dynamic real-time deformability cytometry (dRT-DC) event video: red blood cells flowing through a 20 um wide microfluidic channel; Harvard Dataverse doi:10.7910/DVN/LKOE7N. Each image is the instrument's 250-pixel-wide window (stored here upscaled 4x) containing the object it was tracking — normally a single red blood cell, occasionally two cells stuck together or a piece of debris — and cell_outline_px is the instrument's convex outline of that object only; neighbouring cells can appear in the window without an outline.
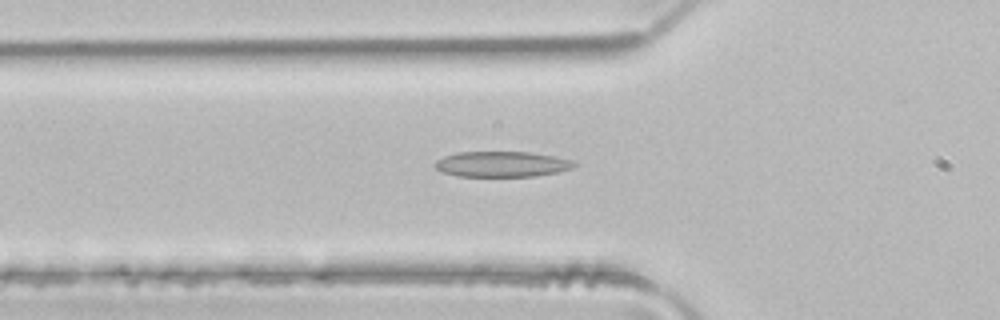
{"species": "common noctule bat (a hibernating species)", "species_latin": "Nyctalus noctula", "temperature_condition": "room temperature", "stored_images_in_passage": 45, "camera_frame_rate_fps": 3000, "um_per_image_px": 0.085, "animal": {"sex": "male", "body_mass_g": 21.5, "forearm_length_mm": 52.0}, "frame": {"image": 1, "passage_image": 13, "time_ms": 4.0, "image_size_px": [1000, 320], "cell_outline_px": [[576, 164], [572, 168], [556, 172], [536, 176], [456, 176], [440, 172], [432, 164], [436, 160], [444, 156], [456, 152], [528, 152], [552, 156], [572, 160]], "centroid_in_image_um": [42.58, 13.95], "position_along_channel_um": 83.2, "area_um2": 20.69}}
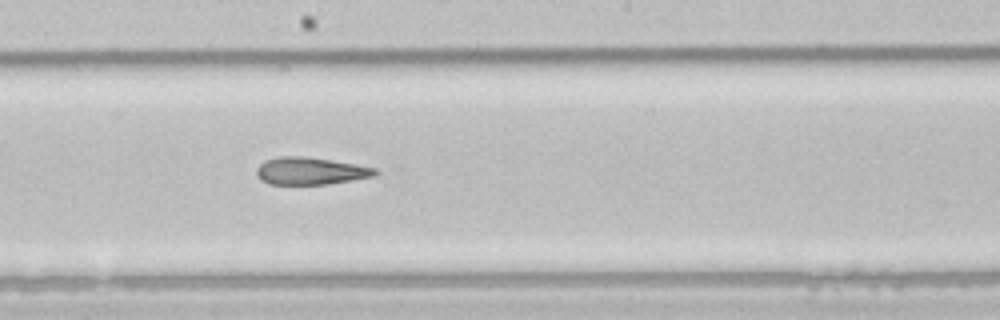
{"frame": {"image": 2, "passage_image": 23, "time_ms": 7.333, "image_size_px": [1000, 320], "cell_outline_px": [[380, 172], [372, 176], [352, 180], [328, 184], [268, 184], [260, 180], [256, 176], [256, 168], [264, 160], [280, 156], [304, 156], [376, 168]], "centroid_in_image_um": [26.32, 14.54], "position_along_channel_um": 221.9, "area_um2": 18.79}}
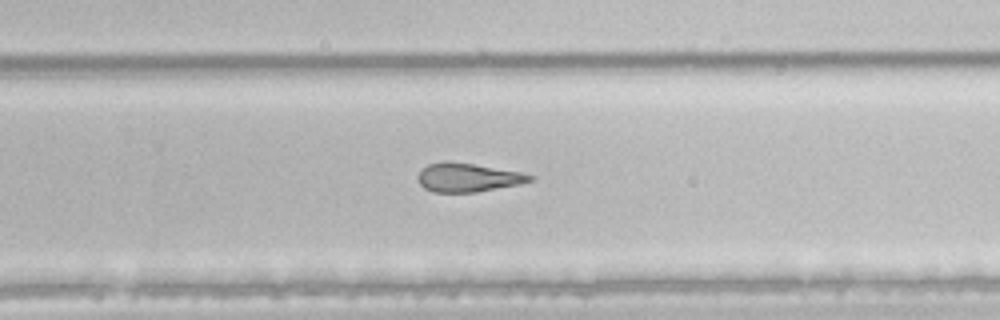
{"frame": {"image": 3, "passage_image": 28, "time_ms": 9.0, "image_size_px": [1000, 320], "cell_outline_px": [[536, 176], [532, 180], [520, 184], [476, 192], [432, 192], [424, 188], [416, 180], [416, 176], [428, 164], [472, 164], [520, 172]], "centroid_in_image_um": [39.79, 15.13], "position_along_channel_um": 290.0, "area_um2": 18.09}, "authors_computed_cell_mechanics": {"area_um2": 21.2126, "velocity_mm_per_s": 4.1373, "shape_relaxation_time_tau1_ms": null, "shape_relaxation_time_tau2_ms": 3.3914, "deformation_change_tau1": null, "deformation_change_tau2": 0.1386}}